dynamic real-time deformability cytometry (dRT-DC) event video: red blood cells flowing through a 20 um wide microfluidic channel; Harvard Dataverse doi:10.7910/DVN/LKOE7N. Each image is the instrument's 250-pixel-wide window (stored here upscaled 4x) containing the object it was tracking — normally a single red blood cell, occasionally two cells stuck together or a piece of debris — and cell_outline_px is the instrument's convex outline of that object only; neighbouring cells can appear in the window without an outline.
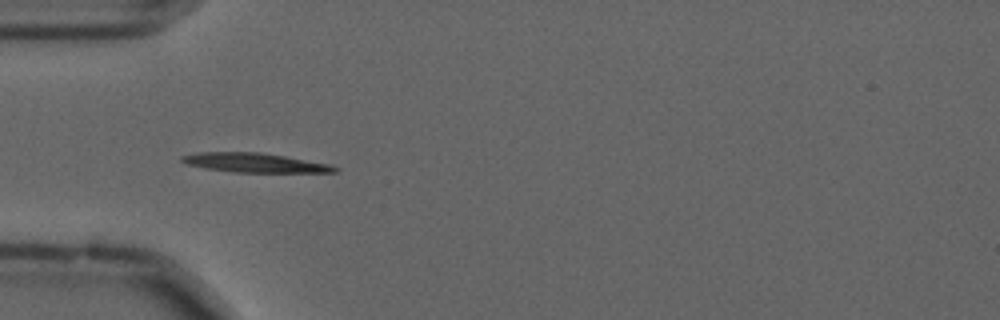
{"species": "common noctule bat (a hibernating species)", "species_latin": "Nyctalus noctula", "temperature_condition": "cold", "stored_images_in_passage": 5, "camera_frame_rate_fps": 3000, "um_per_image_px": 0.085, "animal": {"sex": "male", "forearm_length_mm": 52.5}, "frame": {"image": 1, "passage_image": 1, "time_ms": 0.0, "image_size_px": [1000, 320], "cell_outline_px": [[340, 168], [336, 172], [236, 172], [208, 168], [188, 164], [180, 160], [180, 156], [196, 152], [260, 152], [332, 164]], "centroid_in_image_um": [21.69, 13.82], "position_along_channel_um": 63.3, "area_um2": 17.05}}
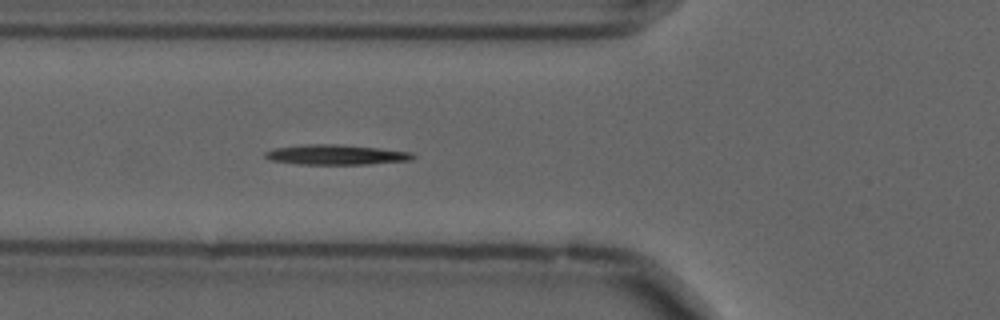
{"frame": {"image": 2, "passage_image": 4, "time_ms": 1.0, "image_size_px": [1000, 320], "cell_outline_px": [[416, 156], [412, 160], [368, 164], [300, 164], [268, 160], [264, 156], [264, 152], [276, 148], [304, 144], [336, 144], [380, 148], [412, 152]], "centroid_in_image_um": [28.57, 13.15], "position_along_channel_um": 97.2, "area_um2": 17.28}}